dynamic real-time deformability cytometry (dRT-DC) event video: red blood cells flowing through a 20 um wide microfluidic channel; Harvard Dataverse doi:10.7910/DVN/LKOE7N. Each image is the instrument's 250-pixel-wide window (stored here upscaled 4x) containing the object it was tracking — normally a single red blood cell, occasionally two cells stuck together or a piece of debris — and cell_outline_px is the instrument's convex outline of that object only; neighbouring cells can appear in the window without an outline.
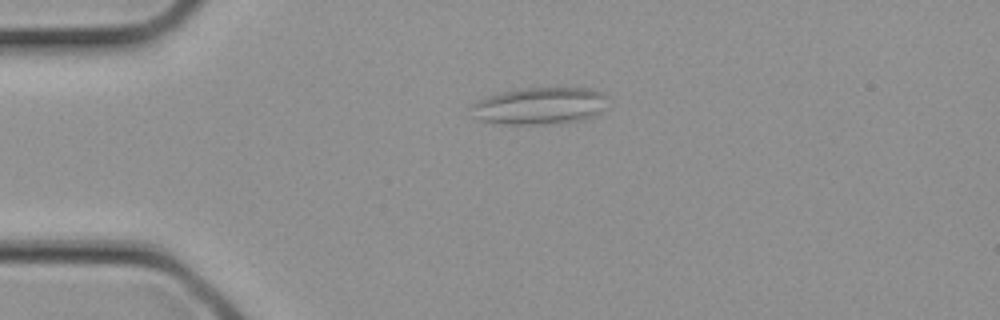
{"species": "common noctule bat (a hibernating species)", "species_latin": "Nyctalus noctula", "temperature_condition": "cold", "stored_images_in_passage": 3, "camera_frame_rate_fps": 3000, "um_per_image_px": 0.085, "animal": {"sex": "female", "body_mass_g": 21.9}, "frame": {"image": 1, "passage_image": 2, "time_ms": 0.333, "image_size_px": [1000, 320], "cell_outline_px": [[608, 108], [592, 116], [580, 120], [540, 124], [504, 124], [476, 120], [468, 108], [472, 104], [488, 96], [504, 92], [528, 88], [592, 88], [608, 96]], "centroid_in_image_um": [45.89, 9.0], "position_along_channel_um": 39.1, "area_um2": 29.54}}